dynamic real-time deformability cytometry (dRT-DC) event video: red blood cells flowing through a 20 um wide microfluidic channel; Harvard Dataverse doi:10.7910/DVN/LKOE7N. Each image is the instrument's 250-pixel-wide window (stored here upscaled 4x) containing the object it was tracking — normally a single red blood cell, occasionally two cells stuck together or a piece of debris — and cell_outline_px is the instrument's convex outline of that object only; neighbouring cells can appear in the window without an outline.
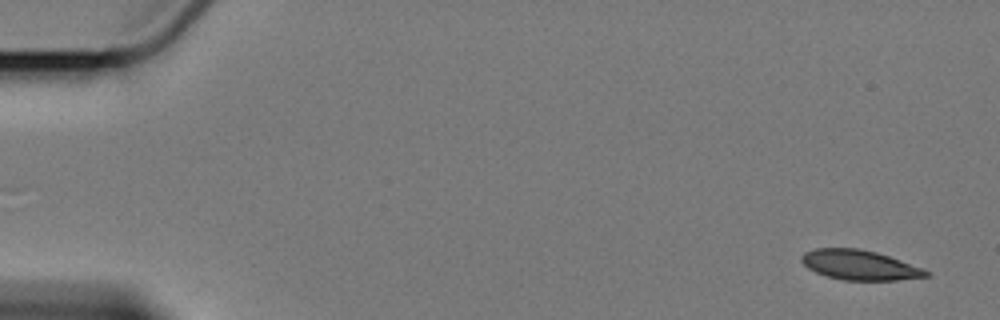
{"species": "Egyptian fruit bat (a non-hibernating species)", "species_latin": "Rousettus aegyptiacus", "temperature_condition": "cold", "stored_images_in_passage": 2, "camera_frame_rate_fps": 3000, "um_per_image_px": 0.085, "animal": {"sex": "female"}, "frame": {"image": 1, "passage_image": 2, "time_ms": 2.0, "image_size_px": [1000, 320], "cell_outline_px": [[932, 276], [896, 280], [844, 280], [828, 276], [816, 272], [808, 268], [800, 260], [800, 256], [804, 252], [816, 248], [860, 248], [876, 252], [900, 260], [920, 268], [928, 272]], "centroid_in_image_um": [73.03, 22.52], "position_along_channel_um": 12.0, "area_um2": 21.44}}